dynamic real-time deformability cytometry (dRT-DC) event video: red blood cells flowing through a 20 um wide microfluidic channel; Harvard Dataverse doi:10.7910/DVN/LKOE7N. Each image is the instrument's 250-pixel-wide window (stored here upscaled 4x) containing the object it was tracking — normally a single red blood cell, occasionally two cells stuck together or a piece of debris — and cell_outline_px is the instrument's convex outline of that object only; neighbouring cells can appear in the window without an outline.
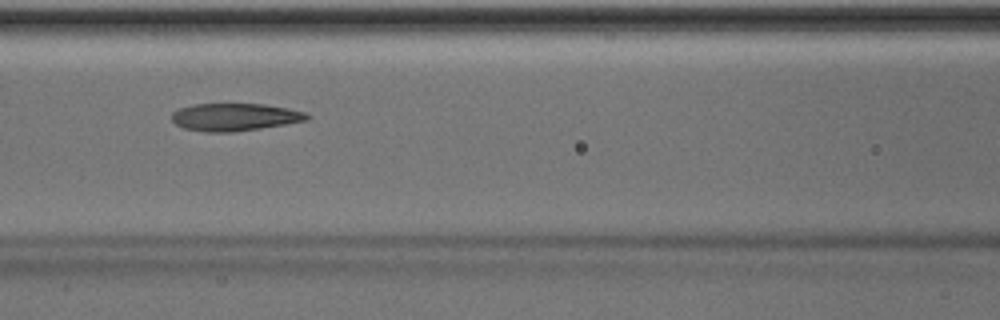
{"species": "Egyptian fruit bat (a non-hibernating species)", "species_latin": "Rousettus aegyptiacus", "temperature_condition": "room temperature", "stored_images_in_passage": 50, "camera_frame_rate_fps": 3000, "um_per_image_px": 0.085, "animal": {"sex": "male"}, "frame": {"image": 1, "passage_image": 22, "time_ms": 7.0, "image_size_px": [1000, 320], "cell_outline_px": [[312, 116], [308, 120], [260, 128], [232, 132], [204, 132], [184, 128], [176, 124], [172, 120], [172, 112], [180, 108], [192, 104], [264, 104], [288, 108], [304, 112]], "centroid_in_image_um": [19.95, 9.94], "position_along_channel_um": 146.7, "area_um2": 21.68}, "authors_computed_cell_mechanics": {"area_um2": 22.2819, "velocity_mm_per_s": 4.0338, "shape_relaxation_time_tau1_ms": 4.4957, "shape_relaxation_time_tau2_ms": 2.2033, "deformation_change_tau1": 0.19, "deformation_change_tau2": 0.1055}}